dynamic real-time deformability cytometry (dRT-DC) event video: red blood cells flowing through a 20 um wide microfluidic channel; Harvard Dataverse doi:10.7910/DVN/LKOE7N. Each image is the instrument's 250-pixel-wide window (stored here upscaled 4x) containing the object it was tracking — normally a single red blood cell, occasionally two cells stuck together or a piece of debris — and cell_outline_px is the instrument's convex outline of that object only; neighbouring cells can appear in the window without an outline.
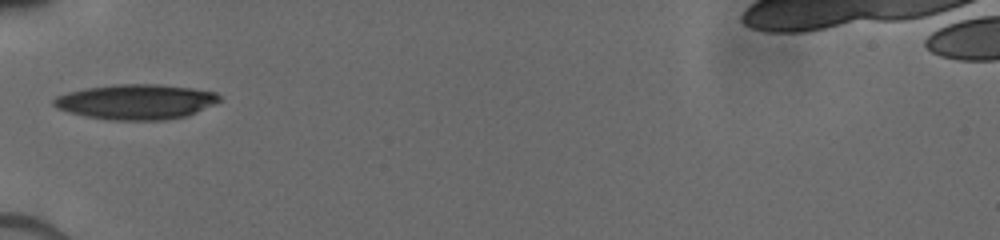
{"species": "human", "species_latin": "Homo sapiens", "temperature_condition": "cold", "stored_images_in_passage": 38, "camera_frame_rate_fps": 3000, "um_per_image_px": 0.085, "donor": {"sex": "male"}, "frame": {"image": 1, "passage_image": 1, "time_ms": 0.0, "image_size_px": [1000, 240], "cell_outline_px": [[220, 100], [196, 112], [184, 116], [164, 120], [112, 120], [88, 116], [68, 112], [56, 108], [52, 104], [52, 100], [56, 96], [68, 92], [88, 88], [116, 84], [156, 84], [192, 88], [216, 92], [220, 96]], "centroid_in_image_um": [11.53, 8.65], "position_along_channel_um": 73.5, "area_um2": 33.58}}
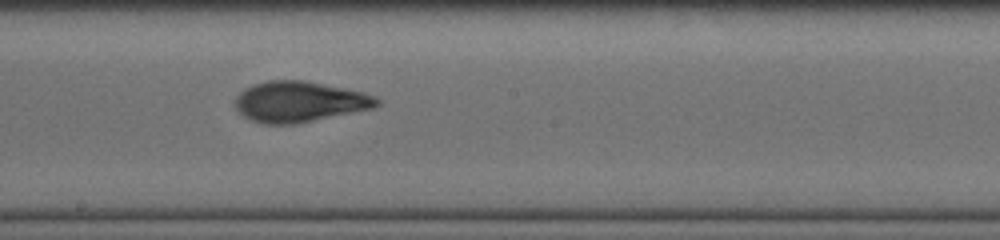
{"frame": {"image": 2, "passage_image": 14, "time_ms": 3.667, "image_size_px": [1000, 240], "cell_outline_px": [[380, 104], [372, 108], [296, 124], [264, 124], [248, 120], [232, 104], [236, 96], [244, 88], [252, 84], [268, 80], [304, 80], [360, 92], [376, 96], [380, 100]], "centroid_in_image_um": [25.38, 8.65], "position_along_channel_um": 222.8, "area_um2": 33.58}}
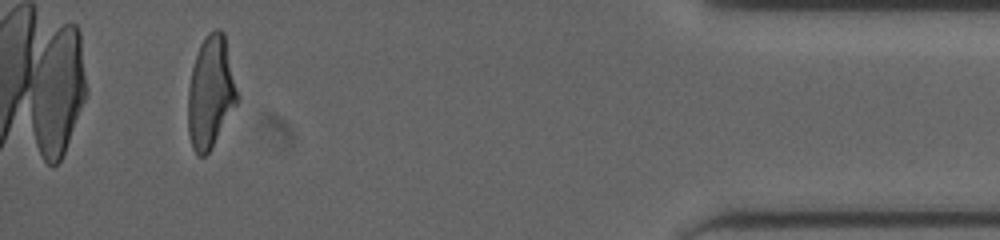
{"frame": {"image": 3, "passage_image": 35, "time_ms": 9.667, "image_size_px": [1000, 240], "cell_outline_px": [[236, 104], [208, 152], [204, 156], [200, 156], [192, 148], [188, 132], [188, 88], [192, 68], [200, 44], [204, 36], [208, 32], [216, 28], [220, 28], [224, 32], [236, 92]], "centroid_in_image_um": [17.86, 7.81], "position_along_channel_um": 417.3, "area_um2": 31.27}}